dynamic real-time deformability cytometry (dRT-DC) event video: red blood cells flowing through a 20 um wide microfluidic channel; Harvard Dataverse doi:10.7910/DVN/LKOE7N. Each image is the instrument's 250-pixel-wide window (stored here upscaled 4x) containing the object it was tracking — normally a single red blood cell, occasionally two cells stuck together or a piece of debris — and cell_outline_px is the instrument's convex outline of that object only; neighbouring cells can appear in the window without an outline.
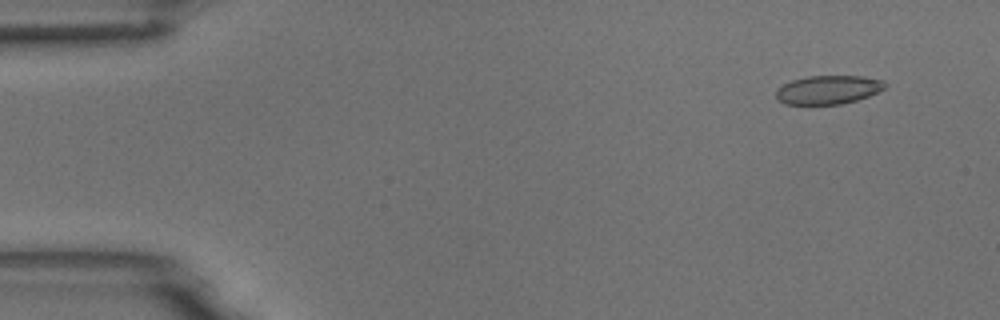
{"species": "common noctule bat (a hibernating species)", "species_latin": "Nyctalus noctula", "temperature_condition": "room temperature", "stored_images_in_passage": 51, "camera_frame_rate_fps": 3000, "um_per_image_px": 0.085, "animal": {"sex": "male", "body_mass_g": 18.8}, "frame": {"image": 1, "passage_image": 1, "time_ms": 0.0, "image_size_px": [1000, 320], "cell_outline_px": [[888, 84], [884, 88], [868, 96], [856, 100], [840, 104], [784, 104], [776, 100], [776, 88], [792, 80], [808, 76], [864, 76], [884, 80]], "centroid_in_image_um": [70.38, 7.62], "position_along_channel_um": 14.6, "area_um2": 18.26}}
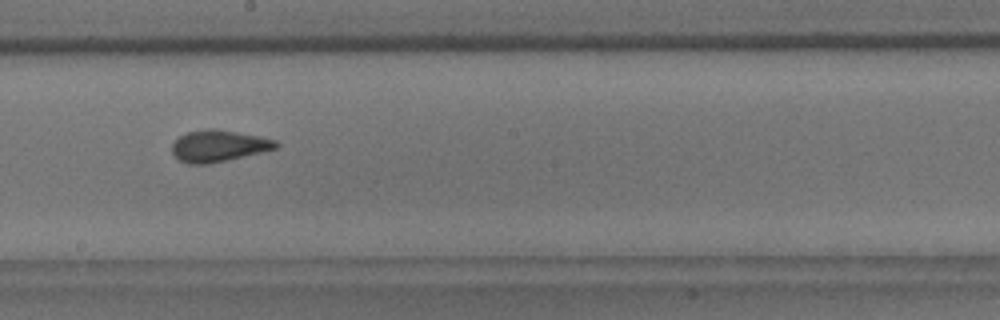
{"frame": {"image": 2, "passage_image": 27, "time_ms": 8.667, "image_size_px": [1000, 320], "cell_outline_px": [[280, 144], [276, 148], [228, 160], [208, 164], [188, 164], [180, 160], [172, 152], [172, 144], [180, 136], [188, 132], [204, 128], [216, 128], [260, 136], [276, 140]], "centroid_in_image_um": [18.58, 12.39], "position_along_channel_um": 229.6, "area_um2": 19.13}}
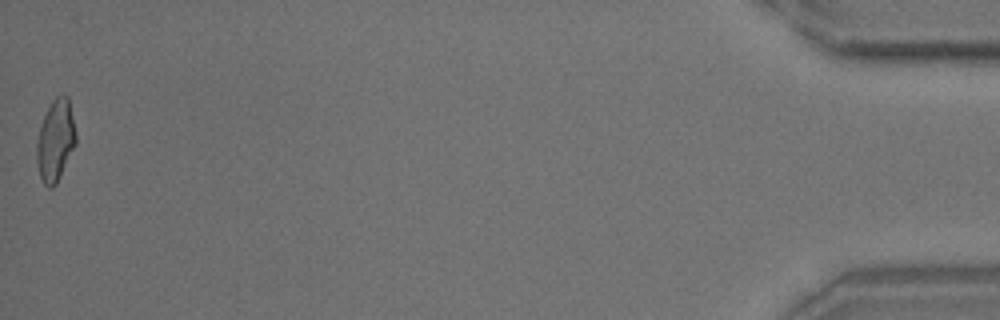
{"frame": {"image": 3, "passage_image": 51, "time_ms": 16.667, "image_size_px": [1000, 320], "cell_outline_px": [[76, 144], [56, 184], [52, 188], [48, 188], [44, 184], [40, 176], [36, 160], [36, 140], [44, 116], [52, 100], [56, 96], [64, 92], [68, 96], [76, 132]], "centroid_in_image_um": [4.72, 11.92], "position_along_channel_um": 430.5, "area_um2": 18.73}, "authors_computed_cell_mechanics": {"area_um2": 18.7272, "velocity_mm_per_s": 3.716, "shape_relaxation_time_tau1_ms": 7.8747, "shape_relaxation_time_tau2_ms": 0.9081, "deformation_change_tau1": 0.1659, "deformation_change_tau2": 0.066}}